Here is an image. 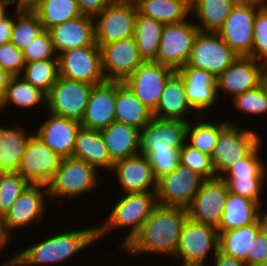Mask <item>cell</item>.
<instances>
[{"mask_svg":"<svg viewBox=\"0 0 267 266\" xmlns=\"http://www.w3.org/2000/svg\"><path fill=\"white\" fill-rule=\"evenodd\" d=\"M187 218V208L157 204L140 232L121 251L130 257L145 253L173 257L179 244L182 224Z\"/></svg>","mask_w":267,"mask_h":266,"instance_id":"obj_1","label":"cell"},{"mask_svg":"<svg viewBox=\"0 0 267 266\" xmlns=\"http://www.w3.org/2000/svg\"><path fill=\"white\" fill-rule=\"evenodd\" d=\"M97 241L96 226L50 235L35 245L16 251L1 266H49L63 264Z\"/></svg>","mask_w":267,"mask_h":266,"instance_id":"obj_2","label":"cell"},{"mask_svg":"<svg viewBox=\"0 0 267 266\" xmlns=\"http://www.w3.org/2000/svg\"><path fill=\"white\" fill-rule=\"evenodd\" d=\"M117 198L106 221L96 226L97 241L115 229L130 227L119 244L123 248L140 232L143 224L157 205L156 192L123 193ZM99 239V240H98ZM122 248V249H121Z\"/></svg>","mask_w":267,"mask_h":266,"instance_id":"obj_3","label":"cell"},{"mask_svg":"<svg viewBox=\"0 0 267 266\" xmlns=\"http://www.w3.org/2000/svg\"><path fill=\"white\" fill-rule=\"evenodd\" d=\"M99 172L93 165L75 157L63 158L53 178L48 182L50 201L87 195L99 186ZM71 198V199H70Z\"/></svg>","mask_w":267,"mask_h":266,"instance_id":"obj_4","label":"cell"},{"mask_svg":"<svg viewBox=\"0 0 267 266\" xmlns=\"http://www.w3.org/2000/svg\"><path fill=\"white\" fill-rule=\"evenodd\" d=\"M218 238L217 228L187 218L182 224L174 257L180 261V266L207 265L208 256L214 257L218 252Z\"/></svg>","mask_w":267,"mask_h":266,"instance_id":"obj_5","label":"cell"},{"mask_svg":"<svg viewBox=\"0 0 267 266\" xmlns=\"http://www.w3.org/2000/svg\"><path fill=\"white\" fill-rule=\"evenodd\" d=\"M262 0H238L217 32L239 56H250L254 37V20Z\"/></svg>","mask_w":267,"mask_h":266,"instance_id":"obj_6","label":"cell"},{"mask_svg":"<svg viewBox=\"0 0 267 266\" xmlns=\"http://www.w3.org/2000/svg\"><path fill=\"white\" fill-rule=\"evenodd\" d=\"M137 6L134 0H113L95 16V43L100 47L112 41L133 37Z\"/></svg>","mask_w":267,"mask_h":266,"instance_id":"obj_7","label":"cell"},{"mask_svg":"<svg viewBox=\"0 0 267 266\" xmlns=\"http://www.w3.org/2000/svg\"><path fill=\"white\" fill-rule=\"evenodd\" d=\"M227 121L229 124L220 132L211 155L218 177L244 158L262 140L257 130L242 129L237 123Z\"/></svg>","mask_w":267,"mask_h":266,"instance_id":"obj_8","label":"cell"},{"mask_svg":"<svg viewBox=\"0 0 267 266\" xmlns=\"http://www.w3.org/2000/svg\"><path fill=\"white\" fill-rule=\"evenodd\" d=\"M198 32L195 22L189 18L175 24H164L154 61L178 71L187 63Z\"/></svg>","mask_w":267,"mask_h":266,"instance_id":"obj_9","label":"cell"},{"mask_svg":"<svg viewBox=\"0 0 267 266\" xmlns=\"http://www.w3.org/2000/svg\"><path fill=\"white\" fill-rule=\"evenodd\" d=\"M94 85L59 76L46 95V111L81 121Z\"/></svg>","mask_w":267,"mask_h":266,"instance_id":"obj_10","label":"cell"},{"mask_svg":"<svg viewBox=\"0 0 267 266\" xmlns=\"http://www.w3.org/2000/svg\"><path fill=\"white\" fill-rule=\"evenodd\" d=\"M238 57L218 33L199 31L186 64L218 78Z\"/></svg>","mask_w":267,"mask_h":266,"instance_id":"obj_11","label":"cell"},{"mask_svg":"<svg viewBox=\"0 0 267 266\" xmlns=\"http://www.w3.org/2000/svg\"><path fill=\"white\" fill-rule=\"evenodd\" d=\"M204 181L198 173L179 163L172 172L157 179V204L187 208Z\"/></svg>","mask_w":267,"mask_h":266,"instance_id":"obj_12","label":"cell"},{"mask_svg":"<svg viewBox=\"0 0 267 266\" xmlns=\"http://www.w3.org/2000/svg\"><path fill=\"white\" fill-rule=\"evenodd\" d=\"M100 51L106 81L124 82L144 62L134 36L103 44Z\"/></svg>","mask_w":267,"mask_h":266,"instance_id":"obj_13","label":"cell"},{"mask_svg":"<svg viewBox=\"0 0 267 266\" xmlns=\"http://www.w3.org/2000/svg\"><path fill=\"white\" fill-rule=\"evenodd\" d=\"M227 196V184L221 177L205 180L187 207L188 218L217 228L223 215Z\"/></svg>","mask_w":267,"mask_h":266,"instance_id":"obj_14","label":"cell"},{"mask_svg":"<svg viewBox=\"0 0 267 266\" xmlns=\"http://www.w3.org/2000/svg\"><path fill=\"white\" fill-rule=\"evenodd\" d=\"M60 76L97 85L106 81L99 46L70 49L59 56Z\"/></svg>","mask_w":267,"mask_h":266,"instance_id":"obj_15","label":"cell"},{"mask_svg":"<svg viewBox=\"0 0 267 266\" xmlns=\"http://www.w3.org/2000/svg\"><path fill=\"white\" fill-rule=\"evenodd\" d=\"M61 160L62 158L34 133L28 140L17 173L30 184L47 185L53 178Z\"/></svg>","mask_w":267,"mask_h":266,"instance_id":"obj_16","label":"cell"},{"mask_svg":"<svg viewBox=\"0 0 267 266\" xmlns=\"http://www.w3.org/2000/svg\"><path fill=\"white\" fill-rule=\"evenodd\" d=\"M174 72L155 61H144L124 83L153 112L160 101L166 81Z\"/></svg>","mask_w":267,"mask_h":266,"instance_id":"obj_17","label":"cell"},{"mask_svg":"<svg viewBox=\"0 0 267 266\" xmlns=\"http://www.w3.org/2000/svg\"><path fill=\"white\" fill-rule=\"evenodd\" d=\"M188 122L152 118L140 130L139 152L146 157L152 151H171L186 143Z\"/></svg>","mask_w":267,"mask_h":266,"instance_id":"obj_18","label":"cell"},{"mask_svg":"<svg viewBox=\"0 0 267 266\" xmlns=\"http://www.w3.org/2000/svg\"><path fill=\"white\" fill-rule=\"evenodd\" d=\"M48 199L46 185L30 184L3 216L9 231L12 233L15 229L41 222L48 207Z\"/></svg>","mask_w":267,"mask_h":266,"instance_id":"obj_19","label":"cell"},{"mask_svg":"<svg viewBox=\"0 0 267 266\" xmlns=\"http://www.w3.org/2000/svg\"><path fill=\"white\" fill-rule=\"evenodd\" d=\"M177 72L183 79L186 97L195 115L207 116V110L218 103L217 78L208 71L187 64Z\"/></svg>","mask_w":267,"mask_h":266,"instance_id":"obj_20","label":"cell"},{"mask_svg":"<svg viewBox=\"0 0 267 266\" xmlns=\"http://www.w3.org/2000/svg\"><path fill=\"white\" fill-rule=\"evenodd\" d=\"M112 171L115 172L117 182L123 189L122 194L123 192H156L157 179L145 155L137 154L120 159L114 162Z\"/></svg>","mask_w":267,"mask_h":266,"instance_id":"obj_21","label":"cell"},{"mask_svg":"<svg viewBox=\"0 0 267 266\" xmlns=\"http://www.w3.org/2000/svg\"><path fill=\"white\" fill-rule=\"evenodd\" d=\"M260 60L253 57H238L218 78L217 94L220 91L228 93L233 99L235 96L253 90L260 82Z\"/></svg>","mask_w":267,"mask_h":266,"instance_id":"obj_22","label":"cell"},{"mask_svg":"<svg viewBox=\"0 0 267 266\" xmlns=\"http://www.w3.org/2000/svg\"><path fill=\"white\" fill-rule=\"evenodd\" d=\"M116 81L94 85L89 96L81 126L101 130L115 122Z\"/></svg>","mask_w":267,"mask_h":266,"instance_id":"obj_23","label":"cell"},{"mask_svg":"<svg viewBox=\"0 0 267 266\" xmlns=\"http://www.w3.org/2000/svg\"><path fill=\"white\" fill-rule=\"evenodd\" d=\"M48 31L58 56L70 49L98 46L95 43L94 19L86 15L55 25Z\"/></svg>","mask_w":267,"mask_h":266,"instance_id":"obj_24","label":"cell"},{"mask_svg":"<svg viewBox=\"0 0 267 266\" xmlns=\"http://www.w3.org/2000/svg\"><path fill=\"white\" fill-rule=\"evenodd\" d=\"M35 132L60 158L72 156L75 137L81 127L80 121L49 113Z\"/></svg>","mask_w":267,"mask_h":266,"instance_id":"obj_25","label":"cell"},{"mask_svg":"<svg viewBox=\"0 0 267 266\" xmlns=\"http://www.w3.org/2000/svg\"><path fill=\"white\" fill-rule=\"evenodd\" d=\"M189 111L190 114L195 112L187 100L183 79L175 71L166 81L160 101L152 115L154 118L162 120H183L188 122L190 121L188 118Z\"/></svg>","mask_w":267,"mask_h":266,"instance_id":"obj_26","label":"cell"},{"mask_svg":"<svg viewBox=\"0 0 267 266\" xmlns=\"http://www.w3.org/2000/svg\"><path fill=\"white\" fill-rule=\"evenodd\" d=\"M100 133L113 162L140 154V129L119 122H112Z\"/></svg>","mask_w":267,"mask_h":266,"instance_id":"obj_27","label":"cell"},{"mask_svg":"<svg viewBox=\"0 0 267 266\" xmlns=\"http://www.w3.org/2000/svg\"><path fill=\"white\" fill-rule=\"evenodd\" d=\"M72 157L83 159L98 171H112L114 162L110 159L100 130L80 127L77 131ZM100 168V169H99Z\"/></svg>","mask_w":267,"mask_h":266,"instance_id":"obj_28","label":"cell"},{"mask_svg":"<svg viewBox=\"0 0 267 266\" xmlns=\"http://www.w3.org/2000/svg\"><path fill=\"white\" fill-rule=\"evenodd\" d=\"M0 125V172H17L28 140L33 135L22 126Z\"/></svg>","mask_w":267,"mask_h":266,"instance_id":"obj_29","label":"cell"},{"mask_svg":"<svg viewBox=\"0 0 267 266\" xmlns=\"http://www.w3.org/2000/svg\"><path fill=\"white\" fill-rule=\"evenodd\" d=\"M115 121L142 129L153 118L152 112L124 82L116 81Z\"/></svg>","mask_w":267,"mask_h":266,"instance_id":"obj_30","label":"cell"},{"mask_svg":"<svg viewBox=\"0 0 267 266\" xmlns=\"http://www.w3.org/2000/svg\"><path fill=\"white\" fill-rule=\"evenodd\" d=\"M260 204L252 199L228 192L218 231L232 230L257 223Z\"/></svg>","mask_w":267,"mask_h":266,"instance_id":"obj_31","label":"cell"},{"mask_svg":"<svg viewBox=\"0 0 267 266\" xmlns=\"http://www.w3.org/2000/svg\"><path fill=\"white\" fill-rule=\"evenodd\" d=\"M238 0H199L190 14L194 15L200 32L217 33Z\"/></svg>","mask_w":267,"mask_h":266,"instance_id":"obj_32","label":"cell"},{"mask_svg":"<svg viewBox=\"0 0 267 266\" xmlns=\"http://www.w3.org/2000/svg\"><path fill=\"white\" fill-rule=\"evenodd\" d=\"M206 116L188 121L186 142L199 151L212 155L220 132L229 124L227 120L212 122ZM192 121V122H191Z\"/></svg>","mask_w":267,"mask_h":266,"instance_id":"obj_33","label":"cell"},{"mask_svg":"<svg viewBox=\"0 0 267 266\" xmlns=\"http://www.w3.org/2000/svg\"><path fill=\"white\" fill-rule=\"evenodd\" d=\"M218 232V250L245 262L247 255H251L252 241L260 232V228L258 223H254Z\"/></svg>","mask_w":267,"mask_h":266,"instance_id":"obj_34","label":"cell"},{"mask_svg":"<svg viewBox=\"0 0 267 266\" xmlns=\"http://www.w3.org/2000/svg\"><path fill=\"white\" fill-rule=\"evenodd\" d=\"M12 105L26 110L35 107V105H42L44 106L43 109L46 110V95L32 86L22 76H12L2 98L0 112L4 109L7 110L8 106L11 107Z\"/></svg>","mask_w":267,"mask_h":266,"instance_id":"obj_35","label":"cell"},{"mask_svg":"<svg viewBox=\"0 0 267 266\" xmlns=\"http://www.w3.org/2000/svg\"><path fill=\"white\" fill-rule=\"evenodd\" d=\"M29 7L38 15L44 30L82 15L76 0H36Z\"/></svg>","mask_w":267,"mask_h":266,"instance_id":"obj_36","label":"cell"},{"mask_svg":"<svg viewBox=\"0 0 267 266\" xmlns=\"http://www.w3.org/2000/svg\"><path fill=\"white\" fill-rule=\"evenodd\" d=\"M164 24L137 12L134 37L139 54L144 61H154L157 57Z\"/></svg>","mask_w":267,"mask_h":266,"instance_id":"obj_37","label":"cell"},{"mask_svg":"<svg viewBox=\"0 0 267 266\" xmlns=\"http://www.w3.org/2000/svg\"><path fill=\"white\" fill-rule=\"evenodd\" d=\"M141 15L153 18L162 24H175L186 20L190 11L174 0H134Z\"/></svg>","mask_w":267,"mask_h":266,"instance_id":"obj_38","label":"cell"},{"mask_svg":"<svg viewBox=\"0 0 267 266\" xmlns=\"http://www.w3.org/2000/svg\"><path fill=\"white\" fill-rule=\"evenodd\" d=\"M10 42L24 50L44 29L38 15L29 6H16Z\"/></svg>","mask_w":267,"mask_h":266,"instance_id":"obj_39","label":"cell"},{"mask_svg":"<svg viewBox=\"0 0 267 266\" xmlns=\"http://www.w3.org/2000/svg\"><path fill=\"white\" fill-rule=\"evenodd\" d=\"M20 76L47 95L60 76L59 59L25 63Z\"/></svg>","mask_w":267,"mask_h":266,"instance_id":"obj_40","label":"cell"},{"mask_svg":"<svg viewBox=\"0 0 267 266\" xmlns=\"http://www.w3.org/2000/svg\"><path fill=\"white\" fill-rule=\"evenodd\" d=\"M262 141L263 139L244 158L229 167L220 177L222 179H267V166H265L262 155H260Z\"/></svg>","mask_w":267,"mask_h":266,"instance_id":"obj_41","label":"cell"},{"mask_svg":"<svg viewBox=\"0 0 267 266\" xmlns=\"http://www.w3.org/2000/svg\"><path fill=\"white\" fill-rule=\"evenodd\" d=\"M30 185L17 172H0V216H4Z\"/></svg>","mask_w":267,"mask_h":266,"instance_id":"obj_42","label":"cell"},{"mask_svg":"<svg viewBox=\"0 0 267 266\" xmlns=\"http://www.w3.org/2000/svg\"><path fill=\"white\" fill-rule=\"evenodd\" d=\"M179 162L205 180L217 177L211 156L193 148L187 142L180 148Z\"/></svg>","mask_w":267,"mask_h":266,"instance_id":"obj_43","label":"cell"},{"mask_svg":"<svg viewBox=\"0 0 267 266\" xmlns=\"http://www.w3.org/2000/svg\"><path fill=\"white\" fill-rule=\"evenodd\" d=\"M231 100L234 109L240 113L260 116L267 114V93L260 86L239 94Z\"/></svg>","mask_w":267,"mask_h":266,"instance_id":"obj_44","label":"cell"},{"mask_svg":"<svg viewBox=\"0 0 267 266\" xmlns=\"http://www.w3.org/2000/svg\"><path fill=\"white\" fill-rule=\"evenodd\" d=\"M22 52L25 63L46 59H59L48 30H43L38 34Z\"/></svg>","mask_w":267,"mask_h":266,"instance_id":"obj_45","label":"cell"},{"mask_svg":"<svg viewBox=\"0 0 267 266\" xmlns=\"http://www.w3.org/2000/svg\"><path fill=\"white\" fill-rule=\"evenodd\" d=\"M249 57L260 61L267 60V1L256 13L252 53Z\"/></svg>","mask_w":267,"mask_h":266,"instance_id":"obj_46","label":"cell"},{"mask_svg":"<svg viewBox=\"0 0 267 266\" xmlns=\"http://www.w3.org/2000/svg\"><path fill=\"white\" fill-rule=\"evenodd\" d=\"M227 184L228 192L240 195L260 205L262 201V190L266 187V179H223ZM265 184V185H264Z\"/></svg>","mask_w":267,"mask_h":266,"instance_id":"obj_47","label":"cell"},{"mask_svg":"<svg viewBox=\"0 0 267 266\" xmlns=\"http://www.w3.org/2000/svg\"><path fill=\"white\" fill-rule=\"evenodd\" d=\"M180 148H173L171 151H152L148 156V161L152 166L156 179L172 172L180 163Z\"/></svg>","mask_w":267,"mask_h":266,"instance_id":"obj_48","label":"cell"},{"mask_svg":"<svg viewBox=\"0 0 267 266\" xmlns=\"http://www.w3.org/2000/svg\"><path fill=\"white\" fill-rule=\"evenodd\" d=\"M25 66L22 50L17 49L11 42L0 45V67L11 76L21 75Z\"/></svg>","mask_w":267,"mask_h":266,"instance_id":"obj_49","label":"cell"},{"mask_svg":"<svg viewBox=\"0 0 267 266\" xmlns=\"http://www.w3.org/2000/svg\"><path fill=\"white\" fill-rule=\"evenodd\" d=\"M267 257V235L259 232L252 241L251 255L245 258L246 266H260Z\"/></svg>","mask_w":267,"mask_h":266,"instance_id":"obj_50","label":"cell"},{"mask_svg":"<svg viewBox=\"0 0 267 266\" xmlns=\"http://www.w3.org/2000/svg\"><path fill=\"white\" fill-rule=\"evenodd\" d=\"M113 0H76L82 15L94 18L101 13Z\"/></svg>","mask_w":267,"mask_h":266,"instance_id":"obj_51","label":"cell"},{"mask_svg":"<svg viewBox=\"0 0 267 266\" xmlns=\"http://www.w3.org/2000/svg\"><path fill=\"white\" fill-rule=\"evenodd\" d=\"M13 24L14 13L12 17L6 14L0 19V45L10 42Z\"/></svg>","mask_w":267,"mask_h":266,"instance_id":"obj_52","label":"cell"},{"mask_svg":"<svg viewBox=\"0 0 267 266\" xmlns=\"http://www.w3.org/2000/svg\"><path fill=\"white\" fill-rule=\"evenodd\" d=\"M211 261H213L214 264L210 266H246L244 261L228 256L219 250Z\"/></svg>","mask_w":267,"mask_h":266,"instance_id":"obj_53","label":"cell"},{"mask_svg":"<svg viewBox=\"0 0 267 266\" xmlns=\"http://www.w3.org/2000/svg\"><path fill=\"white\" fill-rule=\"evenodd\" d=\"M13 239V233H11L4 221L3 216H0V252L4 249Z\"/></svg>","mask_w":267,"mask_h":266,"instance_id":"obj_54","label":"cell"},{"mask_svg":"<svg viewBox=\"0 0 267 266\" xmlns=\"http://www.w3.org/2000/svg\"><path fill=\"white\" fill-rule=\"evenodd\" d=\"M261 207H264V205L263 204L260 205V208L258 211L257 223L259 225L260 232L267 235V209H266V212L261 211L263 210V208Z\"/></svg>","mask_w":267,"mask_h":266,"instance_id":"obj_55","label":"cell"},{"mask_svg":"<svg viewBox=\"0 0 267 266\" xmlns=\"http://www.w3.org/2000/svg\"><path fill=\"white\" fill-rule=\"evenodd\" d=\"M12 76L0 67V97L3 98Z\"/></svg>","mask_w":267,"mask_h":266,"instance_id":"obj_56","label":"cell"},{"mask_svg":"<svg viewBox=\"0 0 267 266\" xmlns=\"http://www.w3.org/2000/svg\"><path fill=\"white\" fill-rule=\"evenodd\" d=\"M259 86L267 93V60L261 62Z\"/></svg>","mask_w":267,"mask_h":266,"instance_id":"obj_57","label":"cell"},{"mask_svg":"<svg viewBox=\"0 0 267 266\" xmlns=\"http://www.w3.org/2000/svg\"><path fill=\"white\" fill-rule=\"evenodd\" d=\"M8 6L13 7V5L9 1L0 0V19L4 17L6 14H8L7 12Z\"/></svg>","mask_w":267,"mask_h":266,"instance_id":"obj_58","label":"cell"},{"mask_svg":"<svg viewBox=\"0 0 267 266\" xmlns=\"http://www.w3.org/2000/svg\"><path fill=\"white\" fill-rule=\"evenodd\" d=\"M176 2H179L181 4H183L190 12L193 9L194 6V0H174Z\"/></svg>","mask_w":267,"mask_h":266,"instance_id":"obj_59","label":"cell"},{"mask_svg":"<svg viewBox=\"0 0 267 266\" xmlns=\"http://www.w3.org/2000/svg\"><path fill=\"white\" fill-rule=\"evenodd\" d=\"M35 1L36 0H18V5L19 6H30Z\"/></svg>","mask_w":267,"mask_h":266,"instance_id":"obj_60","label":"cell"},{"mask_svg":"<svg viewBox=\"0 0 267 266\" xmlns=\"http://www.w3.org/2000/svg\"><path fill=\"white\" fill-rule=\"evenodd\" d=\"M9 1L13 6H18V0H6Z\"/></svg>","mask_w":267,"mask_h":266,"instance_id":"obj_61","label":"cell"},{"mask_svg":"<svg viewBox=\"0 0 267 266\" xmlns=\"http://www.w3.org/2000/svg\"><path fill=\"white\" fill-rule=\"evenodd\" d=\"M260 266H267V257L265 258V260L262 262Z\"/></svg>","mask_w":267,"mask_h":266,"instance_id":"obj_62","label":"cell"}]
</instances>
